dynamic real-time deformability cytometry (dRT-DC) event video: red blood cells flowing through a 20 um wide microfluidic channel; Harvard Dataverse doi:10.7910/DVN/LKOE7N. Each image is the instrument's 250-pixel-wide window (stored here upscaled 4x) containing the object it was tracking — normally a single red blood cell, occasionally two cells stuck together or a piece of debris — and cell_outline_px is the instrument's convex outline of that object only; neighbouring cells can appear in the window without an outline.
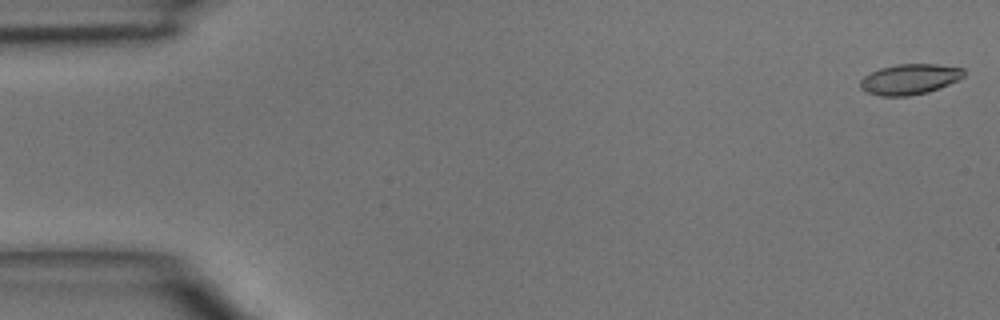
{"species": "common noctule bat (a hibernating species)", "species_latin": "Nyctalus noctula", "temperature_condition": "room temperature", "stored_images_in_passage": 4, "camera_frame_rate_fps": 3000, "um_per_image_px": 0.085, "animal": {"sex": "male", "body_mass_g": 15.6}, "frame": {"image": 1, "passage_image": 1, "time_ms": 0.0, "image_size_px": [1000, 320], "cell_outline_px": [[964, 76], [948, 84], [928, 92], [908, 96], [880, 96], [868, 92], [860, 88], [860, 80], [864, 76], [880, 68], [896, 64], [936, 64], [964, 68]], "centroid_in_image_um": [77.31, 6.73], "position_along_channel_um": 7.7, "area_um2": 18.26}}
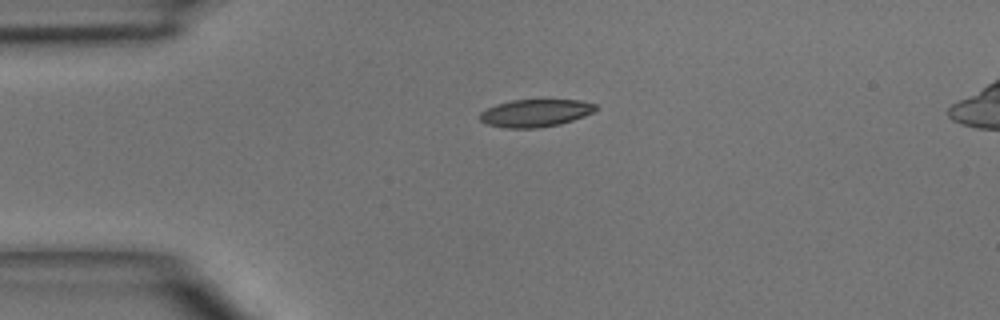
{"frame": {"image": 2, "passage_image": 3, "time_ms": 3.333, "image_size_px": [1000, 320], "cell_outline_px": [[596, 108], [592, 112], [584, 116], [560, 124], [536, 128], [508, 128], [488, 124], [480, 120], [480, 112], [496, 104], [512, 100], [580, 100], [596, 104]], "centroid_in_image_um": [45.5, 9.6], "position_along_channel_um": 39.5, "area_um2": 18.38}}